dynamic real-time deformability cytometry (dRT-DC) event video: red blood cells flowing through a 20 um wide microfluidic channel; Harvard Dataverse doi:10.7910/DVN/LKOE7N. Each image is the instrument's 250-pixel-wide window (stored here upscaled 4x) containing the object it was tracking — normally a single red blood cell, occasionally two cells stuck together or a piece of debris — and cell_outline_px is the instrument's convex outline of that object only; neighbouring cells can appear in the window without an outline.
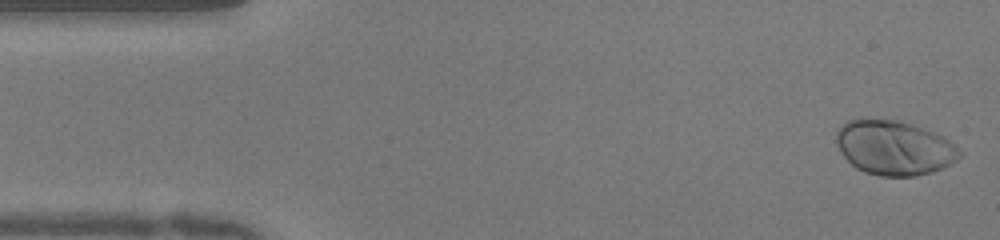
{"species": "human", "species_latin": "Homo sapiens", "temperature_condition": "warm", "stored_images_in_passage": 49, "camera_frame_rate_fps": 3000, "um_per_image_px": 0.085, "donor": {"sex": "female"}, "frame": {"image": 1, "passage_image": 1, "time_ms": 0.0, "image_size_px": [1000, 240], "cell_outline_px": [[960, 156], [956, 160], [932, 172], [916, 176], [880, 176], [864, 172], [856, 168], [844, 156], [836, 144], [836, 132], [840, 124], [848, 120], [860, 116], [896, 120], [912, 124], [932, 132], [956, 144], [960, 152]], "centroid_in_image_um": [75.93, 12.52], "position_along_channel_um": 9.1, "area_um2": 39.42}}
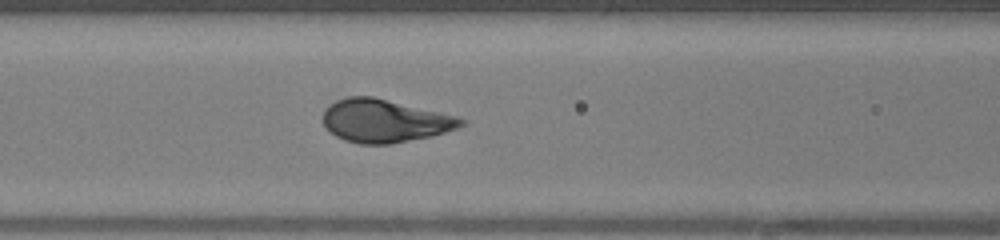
{"frame": {"image": 2, "passage_image": 19, "time_ms": 6.0, "image_size_px": [1000, 240], "cell_outline_px": [[464, 124], [456, 128], [432, 136], [392, 144], [360, 144], [344, 140], [336, 136], [324, 124], [324, 112], [336, 100], [348, 96], [372, 96], [456, 116], [464, 120]], "centroid_in_image_um": [32.69, 10.28], "position_along_channel_um": 133.9, "area_um2": 34.1}}
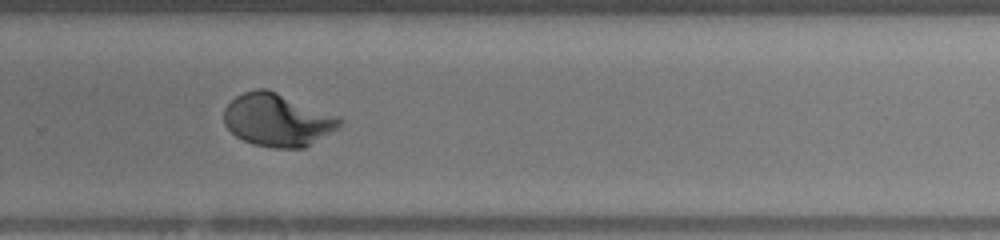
{"frame": {"image": 3, "passage_image": 32, "time_ms": 10.333, "image_size_px": [1000, 240], "cell_outline_px": [[344, 120], [336, 128], [304, 148], [272, 148], [252, 144], [236, 136], [224, 124], [224, 108], [236, 96], [244, 92], [256, 88], [264, 88], [276, 92], [340, 116]], "centroid_in_image_um": [23.56, 10.19], "position_along_channel_um": 306.2, "area_um2": 35.37}, "authors_computed_cell_mechanics": {"area_um2": 34.969, "velocity_mm_per_s": 3.9885, "shape_relaxation_time_tau1_ms": 3.3475, "shape_relaxation_time_tau2_ms": null, "deformation_change_tau1": 0.2073, "deformation_change_tau2": null}}